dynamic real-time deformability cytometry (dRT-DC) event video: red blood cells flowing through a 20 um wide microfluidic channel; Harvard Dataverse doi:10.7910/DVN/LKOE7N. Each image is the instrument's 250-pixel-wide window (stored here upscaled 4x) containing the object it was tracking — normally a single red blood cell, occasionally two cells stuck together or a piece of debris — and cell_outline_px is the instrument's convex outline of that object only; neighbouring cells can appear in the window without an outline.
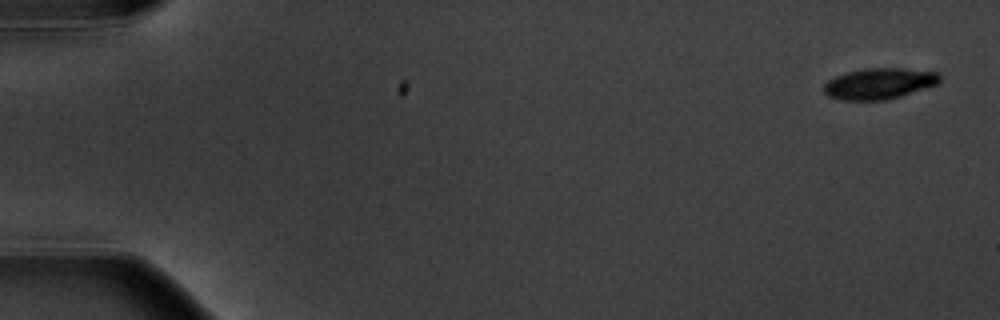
{"species": "common noctule bat (a hibernating species)", "species_latin": "Nyctalus noctula", "temperature_condition": "warm", "stored_images_in_passage": 7, "camera_frame_rate_fps": 3000, "um_per_image_px": 0.085, "animal": {"sex": "male", "body_mass_g": 20.1, "forearm_length_mm": 53.5}, "frame": {"image": 1, "passage_image": 1, "time_ms": 0.0, "image_size_px": [1000, 320], "cell_outline_px": [[940, 80], [936, 84], [888, 100], [840, 100], [828, 96], [824, 92], [824, 84], [828, 80], [836, 76], [848, 72], [868, 68], [904, 68], [936, 72], [940, 76]], "centroid_in_image_um": [74.7, 7.11], "position_along_channel_um": 10.3, "area_um2": 20.75}}
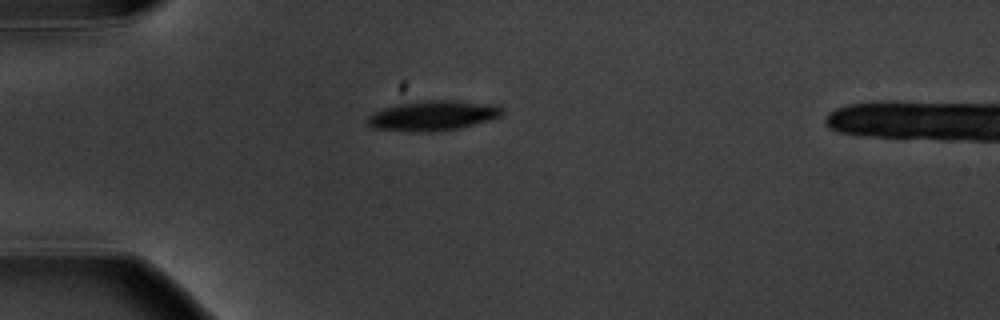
{"frame": {"image": 2, "passage_image": 5, "time_ms": 4.667, "image_size_px": [1000, 320], "cell_outline_px": [[504, 112], [500, 116], [488, 120], [460, 128], [432, 132], [416, 132], [372, 128], [368, 124], [368, 116], [372, 112], [396, 104], [424, 100], [452, 100], [500, 104]], "centroid_in_image_um": [36.82, 9.82], "position_along_channel_um": 48.2, "area_um2": 23.76}}